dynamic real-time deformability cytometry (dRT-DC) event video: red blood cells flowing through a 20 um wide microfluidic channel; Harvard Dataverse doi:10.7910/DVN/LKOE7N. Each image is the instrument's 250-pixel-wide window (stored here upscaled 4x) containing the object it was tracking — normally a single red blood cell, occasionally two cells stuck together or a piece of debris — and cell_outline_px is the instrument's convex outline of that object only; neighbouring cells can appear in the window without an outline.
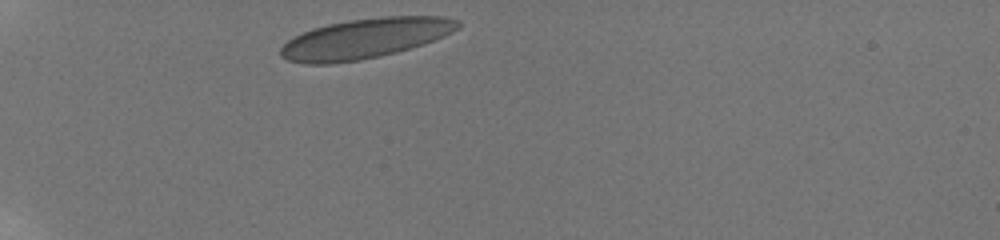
{"species": "human", "species_latin": "Homo sapiens", "temperature_condition": "room temperature", "stored_images_in_passage": 16, "camera_frame_rate_fps": 3000, "um_per_image_px": 0.085, "donor": {"sex": "male"}, "frame": {"image": 1, "passage_image": 1, "time_ms": 0.0, "image_size_px": [1000, 240], "cell_outline_px": [[460, 28], [444, 36], [424, 44], [396, 52], [380, 56], [360, 60], [332, 64], [304, 64], [288, 60], [280, 56], [280, 48], [292, 36], [312, 28], [328, 24], [348, 20], [380, 16], [444, 16], [460, 20]], "centroid_in_image_um": [31.03, 3.26], "position_along_channel_um": 54.0, "area_um2": 41.73}}
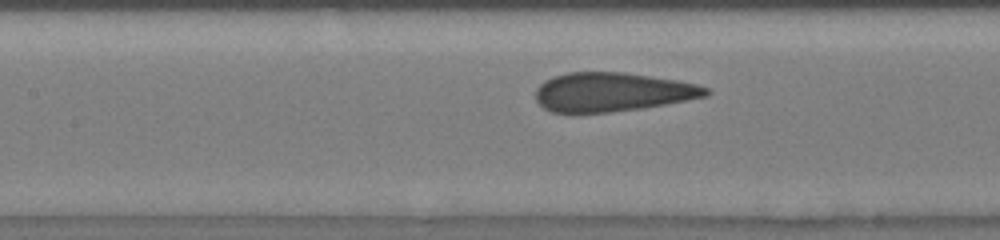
{"frame": {"image": 2, "passage_image": 12, "time_ms": 3.667, "image_size_px": [1000, 240], "cell_outline_px": [[712, 92], [708, 96], [664, 104], [640, 108], [612, 112], [552, 112], [544, 108], [536, 100], [536, 88], [544, 80], [552, 76], [568, 72], [624, 72], [676, 80], [696, 84], [708, 88]], "centroid_in_image_um": [52.03, 7.81], "position_along_channel_um": 155.4, "area_um2": 38.55}}